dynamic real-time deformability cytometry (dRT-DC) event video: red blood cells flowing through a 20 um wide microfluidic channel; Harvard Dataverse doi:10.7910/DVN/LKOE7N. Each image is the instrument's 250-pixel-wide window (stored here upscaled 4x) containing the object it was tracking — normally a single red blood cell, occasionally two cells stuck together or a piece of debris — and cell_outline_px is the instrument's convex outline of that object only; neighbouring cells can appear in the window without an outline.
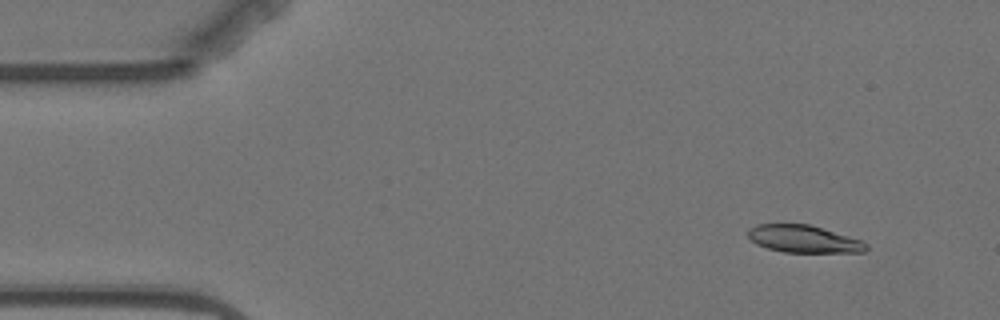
{"species": "Egyptian fruit bat (a non-hibernating species)", "species_latin": "Rousettus aegyptiacus", "temperature_condition": "warm", "stored_images_in_passage": 5, "camera_frame_rate_fps": 3000, "um_per_image_px": 0.085, "animal": {"sex": "female"}, "frame": {"image": 1, "passage_image": 2, "time_ms": 1.333, "image_size_px": [1000, 320], "cell_outline_px": [[868, 248], [864, 252], [784, 252], [768, 248], [756, 244], [748, 236], [748, 228], [756, 224], [808, 224], [860, 240], [868, 244]], "centroid_in_image_um": [68.28, 20.31], "position_along_channel_um": 16.7, "area_um2": 18.61}}
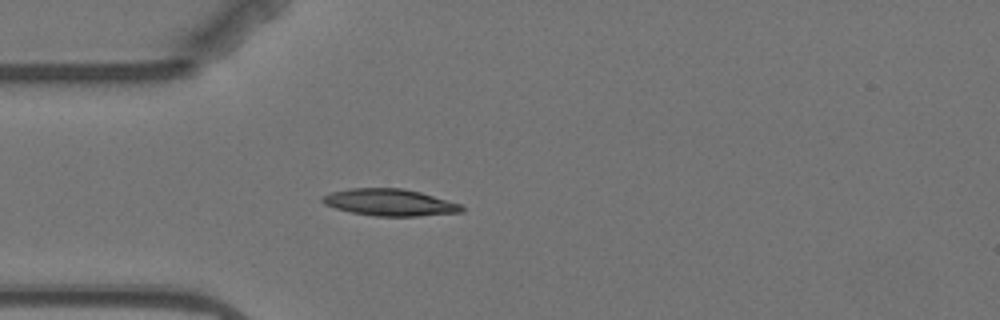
{"frame": {"image": 2, "passage_image": 5, "time_ms": 4.667, "image_size_px": [1000, 320], "cell_outline_px": [[464, 212], [420, 216], [376, 216], [352, 212], [336, 208], [324, 204], [320, 200], [324, 196], [332, 192], [348, 188], [404, 188], [420, 192], [460, 204], [464, 208]], "centroid_in_image_um": [33.14, 17.2], "position_along_channel_um": 51.9, "area_um2": 21.68}}